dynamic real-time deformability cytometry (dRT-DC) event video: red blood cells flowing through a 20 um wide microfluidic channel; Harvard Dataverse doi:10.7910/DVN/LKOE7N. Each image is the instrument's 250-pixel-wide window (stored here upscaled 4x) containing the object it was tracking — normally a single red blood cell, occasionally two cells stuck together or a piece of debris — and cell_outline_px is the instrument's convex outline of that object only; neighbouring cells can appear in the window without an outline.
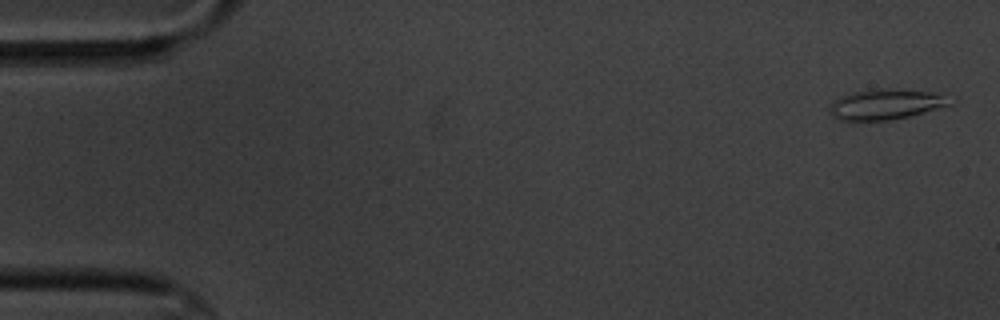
{"species": "common noctule bat (a hibernating species)", "species_latin": "Nyctalus noctula", "temperature_condition": "cold", "stored_images_in_passage": 4, "segment_of_instrument_passage": [1, 2], "camera_frame_rate_fps": 3000, "um_per_image_px": 0.085, "animal": {"sex": "male", "body_mass_g": 20.1, "forearm_length_mm": 53.5}, "frame": {"image": 1, "passage_image": 1, "time_ms": 0.0, "image_size_px": [1000, 320], "cell_outline_px": [[948, 104], [908, 116], [888, 120], [852, 124], [840, 120], [832, 116], [828, 112], [828, 108], [832, 100], [840, 96], [856, 92], [880, 88], [884, 88], [928, 92], [940, 96]], "centroid_in_image_um": [75.0, 8.92], "position_along_channel_um": 10.0, "area_um2": 21.04}}